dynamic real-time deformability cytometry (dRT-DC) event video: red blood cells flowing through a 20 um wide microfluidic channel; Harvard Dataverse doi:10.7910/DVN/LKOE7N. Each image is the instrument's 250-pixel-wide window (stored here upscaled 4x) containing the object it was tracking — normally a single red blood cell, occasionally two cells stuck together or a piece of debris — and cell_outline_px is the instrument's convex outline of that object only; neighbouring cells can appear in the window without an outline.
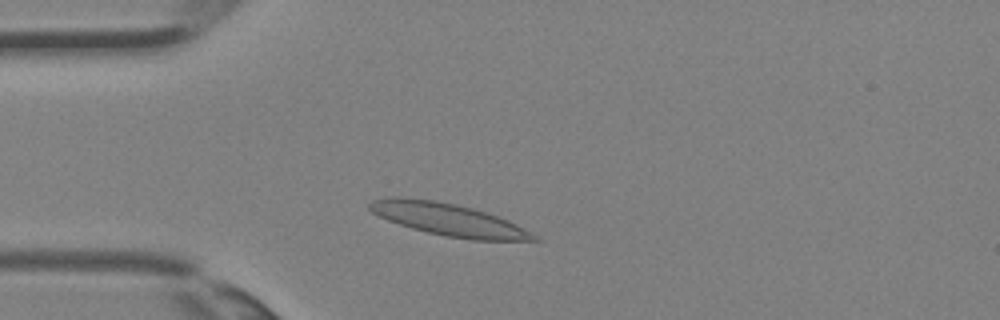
{"species": "Egyptian fruit bat (a non-hibernating species)", "species_latin": "Rousettus aegyptiacus", "temperature_condition": "room temperature", "stored_images_in_passage": 31, "camera_frame_rate_fps": 3000, "um_per_image_px": 0.085, "animal": {"sex": "female"}, "frame": {"image": 1, "passage_image": 5, "time_ms": 1.333, "image_size_px": [1000, 320], "cell_outline_px": [[540, 240], [472, 240], [444, 236], [412, 228], [388, 220], [372, 212], [368, 208], [368, 204], [372, 200], [388, 196], [400, 196], [436, 200], [456, 204], [472, 208], [508, 220], [516, 224], [536, 236]], "centroid_in_image_um": [38.05, 18.64], "position_along_channel_um": 47.0, "area_um2": 30.75}}
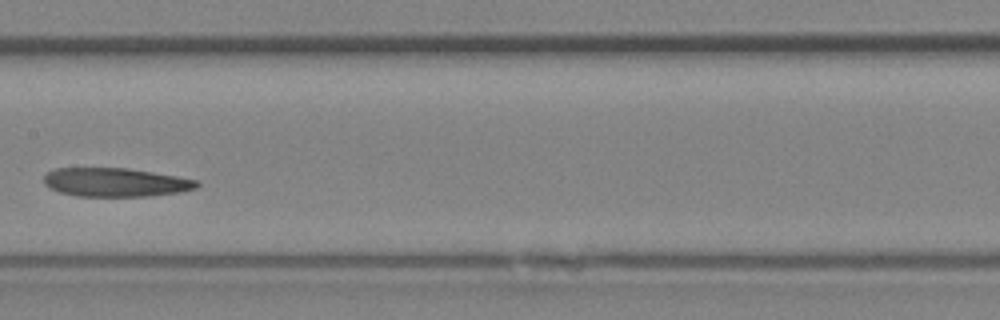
{"frame": {"image": 2, "passage_image": 14, "time_ms": 4.333, "image_size_px": [1000, 320], "cell_outline_px": [[200, 184], [196, 188], [180, 192], [148, 196], [76, 196], [60, 192], [44, 184], [44, 176], [48, 172], [56, 168], [128, 168], [200, 180]], "centroid_in_image_um": [9.84, 15.49], "position_along_channel_um": 197.6, "area_um2": 25.55}}
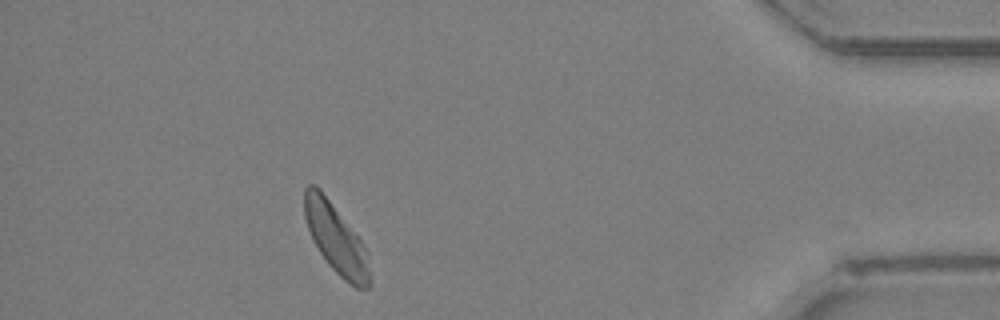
{"frame": {"image": 3, "passage_image": 28, "time_ms": 9.0, "image_size_px": [1000, 320], "cell_outline_px": [[372, 284], [368, 288], [356, 288], [348, 284], [328, 264], [312, 240], [304, 216], [304, 188], [308, 184], [312, 184], [320, 188], [360, 240], [368, 252]], "centroid_in_image_um": [28.57, 20.33], "position_along_channel_um": 406.6, "area_um2": 26.41}}